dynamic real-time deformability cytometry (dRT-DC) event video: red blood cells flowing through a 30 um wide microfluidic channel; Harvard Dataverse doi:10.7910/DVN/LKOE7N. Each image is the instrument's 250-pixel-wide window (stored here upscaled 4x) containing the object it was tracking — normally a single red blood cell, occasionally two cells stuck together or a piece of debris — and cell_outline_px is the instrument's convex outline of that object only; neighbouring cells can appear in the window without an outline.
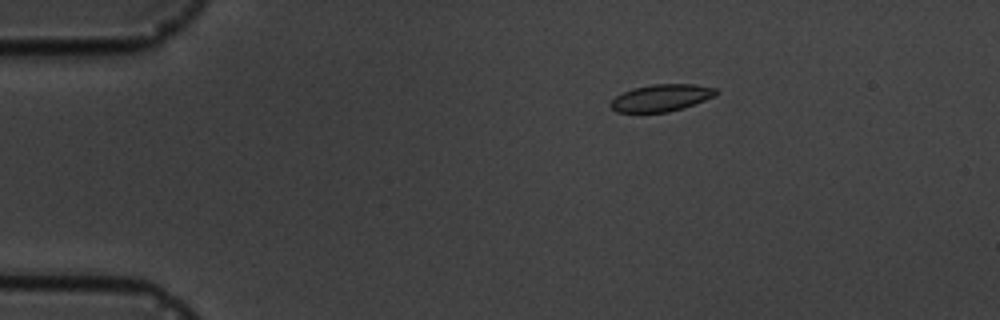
{"species": "common noctule bat (a hibernating species)", "species_latin": "Nyctalus noctula", "temperature_condition": "cold", "stored_images_in_passage": 4, "camera_frame_rate_fps": 3000, "um_per_image_px": 0.085, "animal": {"sex": "male", "body_mass_g": 19.5, "forearm_length_mm": 54.6}, "frame": {"image": 1, "passage_image": 2, "time_ms": 1.333, "image_size_px": [1000, 320], "cell_outline_px": [[720, 92], [716, 96], [684, 108], [668, 112], [616, 112], [608, 104], [616, 96], [632, 88], [652, 84], [692, 84], [716, 88]], "centroid_in_image_um": [56.23, 8.31], "position_along_channel_um": 28.8, "area_um2": 16.7}}